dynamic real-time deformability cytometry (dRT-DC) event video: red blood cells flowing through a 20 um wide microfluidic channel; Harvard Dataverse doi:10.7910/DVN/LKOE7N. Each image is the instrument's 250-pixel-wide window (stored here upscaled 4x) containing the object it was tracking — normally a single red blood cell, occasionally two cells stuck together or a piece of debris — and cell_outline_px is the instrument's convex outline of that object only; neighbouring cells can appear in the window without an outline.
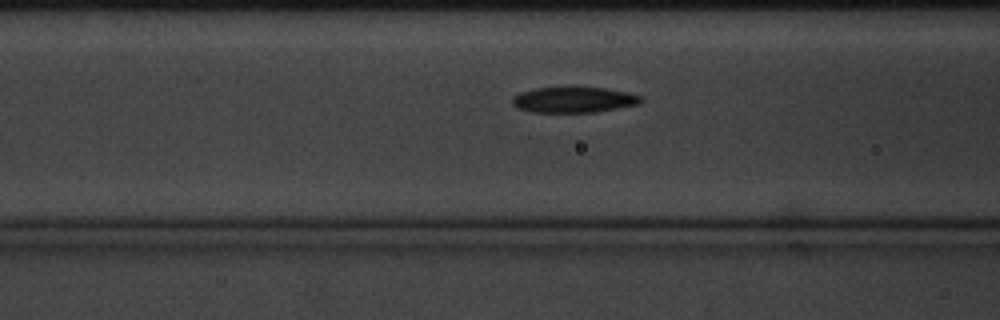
{"species": "common noctule bat (a hibernating species)", "species_latin": "Nyctalus noctula", "temperature_condition": "cold", "stored_images_in_passage": 17, "camera_frame_rate_fps": 3000, "um_per_image_px": 0.085, "animal": {"sex": "male", "body_mass_g": 20.1, "forearm_length_mm": 53.5}, "frame": {"image": 1, "passage_image": 12, "time_ms": 3.667, "image_size_px": [1000, 320], "cell_outline_px": [[644, 100], [640, 104], [596, 112], [532, 112], [516, 108], [512, 104], [512, 96], [520, 92], [536, 88], [604, 88], [628, 92], [640, 96]], "centroid_in_image_um": [48.76, 8.49], "position_along_channel_um": 117.8, "area_um2": 19.19}}